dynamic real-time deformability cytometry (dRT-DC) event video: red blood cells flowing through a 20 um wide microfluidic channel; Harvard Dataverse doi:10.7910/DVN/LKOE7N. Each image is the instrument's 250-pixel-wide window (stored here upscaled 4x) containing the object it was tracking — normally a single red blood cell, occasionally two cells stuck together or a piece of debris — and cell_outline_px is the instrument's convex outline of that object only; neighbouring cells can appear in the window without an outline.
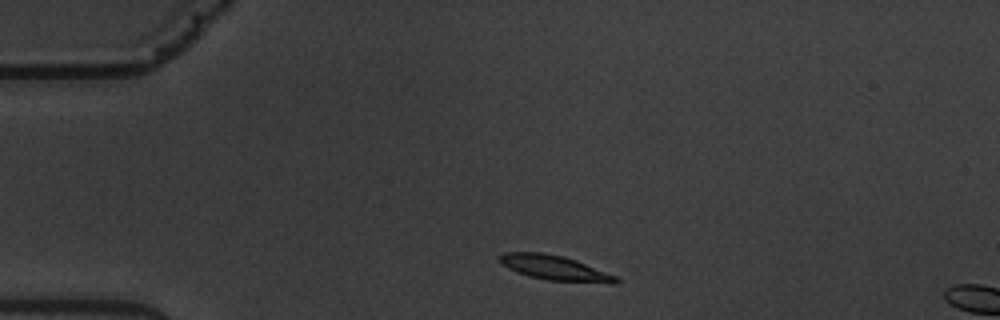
{"species": "common noctule bat (a hibernating species)", "species_latin": "Nyctalus noctula", "temperature_condition": "warm", "stored_images_in_passage": 2, "camera_frame_rate_fps": 3000, "um_per_image_px": 0.085, "animal": {"sex": "male", "body_mass_g": 19.5, "forearm_length_mm": 54.6}, "frame": {"image": 1, "passage_image": 1, "time_ms": 0.0, "image_size_px": [1000, 320], "cell_outline_px": [[620, 284], [608, 284], [548, 280], [528, 276], [516, 272], [500, 264], [496, 256], [504, 252], [544, 252], [564, 256], [576, 260], [616, 276], [620, 280]], "centroid_in_image_um": [47.14, 22.77], "position_along_channel_um": 37.9, "area_um2": 17.22}}